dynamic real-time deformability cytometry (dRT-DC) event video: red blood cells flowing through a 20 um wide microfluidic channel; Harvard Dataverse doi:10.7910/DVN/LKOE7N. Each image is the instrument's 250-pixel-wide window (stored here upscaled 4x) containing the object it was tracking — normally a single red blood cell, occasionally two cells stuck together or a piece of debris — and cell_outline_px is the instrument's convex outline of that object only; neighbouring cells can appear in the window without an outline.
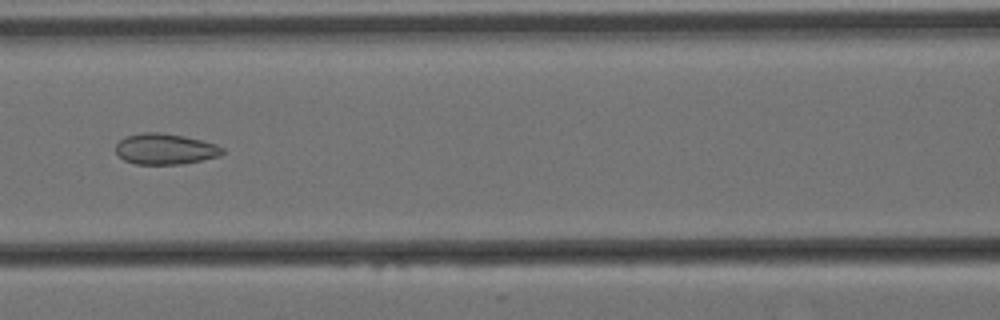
{"species": "Egyptian fruit bat (a non-hibernating species)", "species_latin": "Rousettus aegyptiacus", "temperature_condition": "cold", "stored_images_in_passage": 57, "camera_frame_rate_fps": 3000, "um_per_image_px": 0.085, "animal": {"sex": "female"}, "frame": {"image": 1, "passage_image": 24, "time_ms": 7.667, "image_size_px": [1000, 320], "cell_outline_px": [[224, 152], [220, 156], [180, 164], [136, 164], [124, 160], [116, 152], [116, 144], [124, 136], [144, 132], [160, 132], [184, 136], [216, 144], [224, 148]], "centroid_in_image_um": [14.03, 12.66], "position_along_channel_um": 152.6, "area_um2": 19.13}}
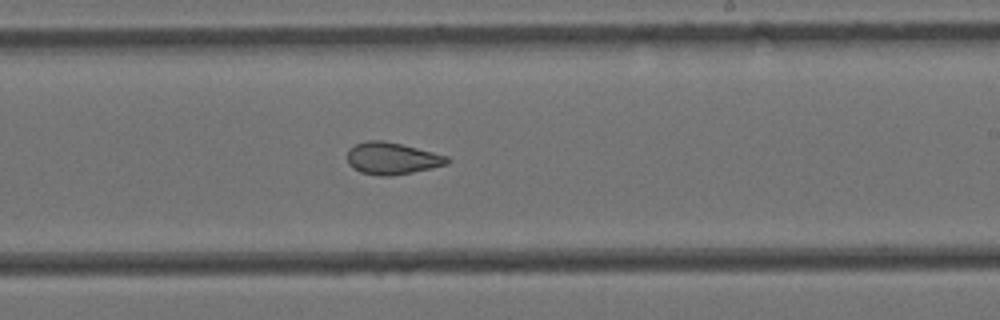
{"frame": {"image": 2, "passage_image": 33, "time_ms": 10.667, "image_size_px": [1000, 320], "cell_outline_px": [[452, 160], [448, 164], [432, 168], [392, 176], [380, 176], [360, 172], [352, 168], [348, 164], [348, 148], [356, 144], [368, 140], [384, 140], [448, 156]], "centroid_in_image_um": [33.32, 13.47], "position_along_channel_um": 255.7, "area_um2": 18.67}}
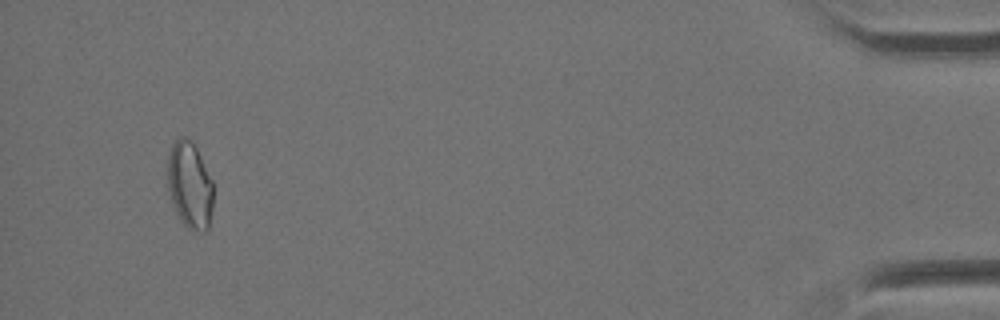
{"frame": {"image": 3, "passage_image": 54, "time_ms": 17.667, "image_size_px": [1000, 320], "cell_outline_px": [[212, 208], [208, 228], [204, 232], [192, 232], [180, 220], [172, 204], [168, 188], [168, 152], [172, 144], [180, 136], [188, 136], [192, 140], [212, 180]], "centroid_in_image_um": [16.12, 15.74], "position_along_channel_um": 419.1, "area_um2": 23.24}, "authors_computed_cell_mechanics": {"area_um2": 20.808, "velocity_mm_per_s": 3.4538, "shape_relaxation_time_tau1_ms": null, "shape_relaxation_time_tau2_ms": 1.9934, "deformation_change_tau1": null, "deformation_change_tau2": 0.0831}}